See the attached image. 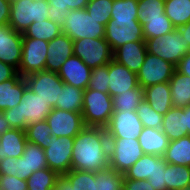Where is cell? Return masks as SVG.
<instances>
[{
  "instance_id": "1",
  "label": "cell",
  "mask_w": 190,
  "mask_h": 190,
  "mask_svg": "<svg viewBox=\"0 0 190 190\" xmlns=\"http://www.w3.org/2000/svg\"><path fill=\"white\" fill-rule=\"evenodd\" d=\"M109 167V138L106 128L85 126L75 137L71 169L96 173Z\"/></svg>"
},
{
  "instance_id": "2",
  "label": "cell",
  "mask_w": 190,
  "mask_h": 190,
  "mask_svg": "<svg viewBox=\"0 0 190 190\" xmlns=\"http://www.w3.org/2000/svg\"><path fill=\"white\" fill-rule=\"evenodd\" d=\"M52 109L30 88L26 87L20 103L11 109L4 110L2 113L11 128L25 131L26 127L31 124L45 121Z\"/></svg>"
},
{
  "instance_id": "3",
  "label": "cell",
  "mask_w": 190,
  "mask_h": 190,
  "mask_svg": "<svg viewBox=\"0 0 190 190\" xmlns=\"http://www.w3.org/2000/svg\"><path fill=\"white\" fill-rule=\"evenodd\" d=\"M114 112L112 97L97 90L85 89L82 116L85 126L106 127Z\"/></svg>"
},
{
  "instance_id": "4",
  "label": "cell",
  "mask_w": 190,
  "mask_h": 190,
  "mask_svg": "<svg viewBox=\"0 0 190 190\" xmlns=\"http://www.w3.org/2000/svg\"><path fill=\"white\" fill-rule=\"evenodd\" d=\"M149 54L158 56L177 66L180 60L189 52V46L178 28L158 38L146 39Z\"/></svg>"
},
{
  "instance_id": "5",
  "label": "cell",
  "mask_w": 190,
  "mask_h": 190,
  "mask_svg": "<svg viewBox=\"0 0 190 190\" xmlns=\"http://www.w3.org/2000/svg\"><path fill=\"white\" fill-rule=\"evenodd\" d=\"M48 1L11 0L9 25L23 34L33 23L48 19Z\"/></svg>"
},
{
  "instance_id": "6",
  "label": "cell",
  "mask_w": 190,
  "mask_h": 190,
  "mask_svg": "<svg viewBox=\"0 0 190 190\" xmlns=\"http://www.w3.org/2000/svg\"><path fill=\"white\" fill-rule=\"evenodd\" d=\"M66 23L62 27V33L73 41L82 38H104L105 26L90 16L87 10H70L66 16Z\"/></svg>"
},
{
  "instance_id": "7",
  "label": "cell",
  "mask_w": 190,
  "mask_h": 190,
  "mask_svg": "<svg viewBox=\"0 0 190 190\" xmlns=\"http://www.w3.org/2000/svg\"><path fill=\"white\" fill-rule=\"evenodd\" d=\"M144 155L138 139L109 138V167L124 174Z\"/></svg>"
},
{
  "instance_id": "8",
  "label": "cell",
  "mask_w": 190,
  "mask_h": 190,
  "mask_svg": "<svg viewBox=\"0 0 190 190\" xmlns=\"http://www.w3.org/2000/svg\"><path fill=\"white\" fill-rule=\"evenodd\" d=\"M73 53L91 69L105 66L113 59V51L105 38L74 40Z\"/></svg>"
},
{
  "instance_id": "9",
  "label": "cell",
  "mask_w": 190,
  "mask_h": 190,
  "mask_svg": "<svg viewBox=\"0 0 190 190\" xmlns=\"http://www.w3.org/2000/svg\"><path fill=\"white\" fill-rule=\"evenodd\" d=\"M104 38L112 51L128 42L145 41L138 19H110L105 26Z\"/></svg>"
},
{
  "instance_id": "10",
  "label": "cell",
  "mask_w": 190,
  "mask_h": 190,
  "mask_svg": "<svg viewBox=\"0 0 190 190\" xmlns=\"http://www.w3.org/2000/svg\"><path fill=\"white\" fill-rule=\"evenodd\" d=\"M27 87L52 108L59 101L64 82L55 72L40 71L24 77Z\"/></svg>"
},
{
  "instance_id": "11",
  "label": "cell",
  "mask_w": 190,
  "mask_h": 190,
  "mask_svg": "<svg viewBox=\"0 0 190 190\" xmlns=\"http://www.w3.org/2000/svg\"><path fill=\"white\" fill-rule=\"evenodd\" d=\"M48 44V41L41 39L23 38L22 57L17 71L22 77L45 71Z\"/></svg>"
},
{
  "instance_id": "12",
  "label": "cell",
  "mask_w": 190,
  "mask_h": 190,
  "mask_svg": "<svg viewBox=\"0 0 190 190\" xmlns=\"http://www.w3.org/2000/svg\"><path fill=\"white\" fill-rule=\"evenodd\" d=\"M175 70L176 66L169 61L147 52L144 63L136 74L138 84L144 89L159 83L169 82Z\"/></svg>"
},
{
  "instance_id": "13",
  "label": "cell",
  "mask_w": 190,
  "mask_h": 190,
  "mask_svg": "<svg viewBox=\"0 0 190 190\" xmlns=\"http://www.w3.org/2000/svg\"><path fill=\"white\" fill-rule=\"evenodd\" d=\"M74 137L51 136V143L44 149L48 168L64 175L71 170Z\"/></svg>"
},
{
  "instance_id": "14",
  "label": "cell",
  "mask_w": 190,
  "mask_h": 190,
  "mask_svg": "<svg viewBox=\"0 0 190 190\" xmlns=\"http://www.w3.org/2000/svg\"><path fill=\"white\" fill-rule=\"evenodd\" d=\"M105 128L108 138L138 139L144 127L136 110H129L114 111Z\"/></svg>"
},
{
  "instance_id": "15",
  "label": "cell",
  "mask_w": 190,
  "mask_h": 190,
  "mask_svg": "<svg viewBox=\"0 0 190 190\" xmlns=\"http://www.w3.org/2000/svg\"><path fill=\"white\" fill-rule=\"evenodd\" d=\"M46 121L54 137H75L85 127L81 113L58 108L52 109Z\"/></svg>"
},
{
  "instance_id": "16",
  "label": "cell",
  "mask_w": 190,
  "mask_h": 190,
  "mask_svg": "<svg viewBox=\"0 0 190 190\" xmlns=\"http://www.w3.org/2000/svg\"><path fill=\"white\" fill-rule=\"evenodd\" d=\"M23 35L9 24L0 25V61L11 65L17 71L22 57Z\"/></svg>"
},
{
  "instance_id": "17",
  "label": "cell",
  "mask_w": 190,
  "mask_h": 190,
  "mask_svg": "<svg viewBox=\"0 0 190 190\" xmlns=\"http://www.w3.org/2000/svg\"><path fill=\"white\" fill-rule=\"evenodd\" d=\"M108 72V81L110 82L108 94L111 97L131 92L132 89L139 86L136 73L113 59L108 64Z\"/></svg>"
},
{
  "instance_id": "18",
  "label": "cell",
  "mask_w": 190,
  "mask_h": 190,
  "mask_svg": "<svg viewBox=\"0 0 190 190\" xmlns=\"http://www.w3.org/2000/svg\"><path fill=\"white\" fill-rule=\"evenodd\" d=\"M91 72V68L73 55L64 62L57 74L65 84L85 90L88 88Z\"/></svg>"
},
{
  "instance_id": "19",
  "label": "cell",
  "mask_w": 190,
  "mask_h": 190,
  "mask_svg": "<svg viewBox=\"0 0 190 190\" xmlns=\"http://www.w3.org/2000/svg\"><path fill=\"white\" fill-rule=\"evenodd\" d=\"M48 167L45 151L40 146L27 142L21 157L16 160V174L27 180L33 172Z\"/></svg>"
},
{
  "instance_id": "20",
  "label": "cell",
  "mask_w": 190,
  "mask_h": 190,
  "mask_svg": "<svg viewBox=\"0 0 190 190\" xmlns=\"http://www.w3.org/2000/svg\"><path fill=\"white\" fill-rule=\"evenodd\" d=\"M73 55V40L61 33L49 41L45 71L58 73L64 62Z\"/></svg>"
},
{
  "instance_id": "21",
  "label": "cell",
  "mask_w": 190,
  "mask_h": 190,
  "mask_svg": "<svg viewBox=\"0 0 190 190\" xmlns=\"http://www.w3.org/2000/svg\"><path fill=\"white\" fill-rule=\"evenodd\" d=\"M147 54L146 41L128 42L113 51V60L137 74Z\"/></svg>"
},
{
  "instance_id": "22",
  "label": "cell",
  "mask_w": 190,
  "mask_h": 190,
  "mask_svg": "<svg viewBox=\"0 0 190 190\" xmlns=\"http://www.w3.org/2000/svg\"><path fill=\"white\" fill-rule=\"evenodd\" d=\"M167 162L158 155L144 154L123 175L126 179L147 180L156 172H161V167H166Z\"/></svg>"
},
{
  "instance_id": "23",
  "label": "cell",
  "mask_w": 190,
  "mask_h": 190,
  "mask_svg": "<svg viewBox=\"0 0 190 190\" xmlns=\"http://www.w3.org/2000/svg\"><path fill=\"white\" fill-rule=\"evenodd\" d=\"M26 87L27 83L19 73L12 79L0 83V111L17 106Z\"/></svg>"
},
{
  "instance_id": "24",
  "label": "cell",
  "mask_w": 190,
  "mask_h": 190,
  "mask_svg": "<svg viewBox=\"0 0 190 190\" xmlns=\"http://www.w3.org/2000/svg\"><path fill=\"white\" fill-rule=\"evenodd\" d=\"M144 100L155 112L164 116L173 107L169 82L144 88Z\"/></svg>"
},
{
  "instance_id": "25",
  "label": "cell",
  "mask_w": 190,
  "mask_h": 190,
  "mask_svg": "<svg viewBox=\"0 0 190 190\" xmlns=\"http://www.w3.org/2000/svg\"><path fill=\"white\" fill-rule=\"evenodd\" d=\"M26 133L21 129H10L0 135V161L6 157L22 156L27 143Z\"/></svg>"
},
{
  "instance_id": "26",
  "label": "cell",
  "mask_w": 190,
  "mask_h": 190,
  "mask_svg": "<svg viewBox=\"0 0 190 190\" xmlns=\"http://www.w3.org/2000/svg\"><path fill=\"white\" fill-rule=\"evenodd\" d=\"M139 144L144 154L163 157L170 140L161 129L144 127L139 138Z\"/></svg>"
},
{
  "instance_id": "27",
  "label": "cell",
  "mask_w": 190,
  "mask_h": 190,
  "mask_svg": "<svg viewBox=\"0 0 190 190\" xmlns=\"http://www.w3.org/2000/svg\"><path fill=\"white\" fill-rule=\"evenodd\" d=\"M171 100L174 107L184 108L190 105V77L177 69L169 81Z\"/></svg>"
},
{
  "instance_id": "28",
  "label": "cell",
  "mask_w": 190,
  "mask_h": 190,
  "mask_svg": "<svg viewBox=\"0 0 190 190\" xmlns=\"http://www.w3.org/2000/svg\"><path fill=\"white\" fill-rule=\"evenodd\" d=\"M48 19L63 27L70 10L86 8L89 0H49Z\"/></svg>"
},
{
  "instance_id": "29",
  "label": "cell",
  "mask_w": 190,
  "mask_h": 190,
  "mask_svg": "<svg viewBox=\"0 0 190 190\" xmlns=\"http://www.w3.org/2000/svg\"><path fill=\"white\" fill-rule=\"evenodd\" d=\"M163 158L170 164L190 166V135L170 141Z\"/></svg>"
},
{
  "instance_id": "30",
  "label": "cell",
  "mask_w": 190,
  "mask_h": 190,
  "mask_svg": "<svg viewBox=\"0 0 190 190\" xmlns=\"http://www.w3.org/2000/svg\"><path fill=\"white\" fill-rule=\"evenodd\" d=\"M161 130L170 141L184 137V110L173 106L163 116Z\"/></svg>"
},
{
  "instance_id": "31",
  "label": "cell",
  "mask_w": 190,
  "mask_h": 190,
  "mask_svg": "<svg viewBox=\"0 0 190 190\" xmlns=\"http://www.w3.org/2000/svg\"><path fill=\"white\" fill-rule=\"evenodd\" d=\"M83 100L84 90L64 83L54 108L82 113Z\"/></svg>"
},
{
  "instance_id": "32",
  "label": "cell",
  "mask_w": 190,
  "mask_h": 190,
  "mask_svg": "<svg viewBox=\"0 0 190 190\" xmlns=\"http://www.w3.org/2000/svg\"><path fill=\"white\" fill-rule=\"evenodd\" d=\"M164 172L166 190H177L190 187V166L167 163Z\"/></svg>"
},
{
  "instance_id": "33",
  "label": "cell",
  "mask_w": 190,
  "mask_h": 190,
  "mask_svg": "<svg viewBox=\"0 0 190 190\" xmlns=\"http://www.w3.org/2000/svg\"><path fill=\"white\" fill-rule=\"evenodd\" d=\"M62 33V27L50 19L33 22L22 34L23 38L41 39L51 41Z\"/></svg>"
},
{
  "instance_id": "34",
  "label": "cell",
  "mask_w": 190,
  "mask_h": 190,
  "mask_svg": "<svg viewBox=\"0 0 190 190\" xmlns=\"http://www.w3.org/2000/svg\"><path fill=\"white\" fill-rule=\"evenodd\" d=\"M165 15L178 28L190 21V0H165Z\"/></svg>"
},
{
  "instance_id": "35",
  "label": "cell",
  "mask_w": 190,
  "mask_h": 190,
  "mask_svg": "<svg viewBox=\"0 0 190 190\" xmlns=\"http://www.w3.org/2000/svg\"><path fill=\"white\" fill-rule=\"evenodd\" d=\"M141 24L145 40L161 37L175 29L165 13L160 16L146 17Z\"/></svg>"
},
{
  "instance_id": "36",
  "label": "cell",
  "mask_w": 190,
  "mask_h": 190,
  "mask_svg": "<svg viewBox=\"0 0 190 190\" xmlns=\"http://www.w3.org/2000/svg\"><path fill=\"white\" fill-rule=\"evenodd\" d=\"M59 176L48 167L37 170L27 179L28 190H54Z\"/></svg>"
},
{
  "instance_id": "37",
  "label": "cell",
  "mask_w": 190,
  "mask_h": 190,
  "mask_svg": "<svg viewBox=\"0 0 190 190\" xmlns=\"http://www.w3.org/2000/svg\"><path fill=\"white\" fill-rule=\"evenodd\" d=\"M144 100V89L138 86L121 95L112 97L114 111L136 110L139 104Z\"/></svg>"
},
{
  "instance_id": "38",
  "label": "cell",
  "mask_w": 190,
  "mask_h": 190,
  "mask_svg": "<svg viewBox=\"0 0 190 190\" xmlns=\"http://www.w3.org/2000/svg\"><path fill=\"white\" fill-rule=\"evenodd\" d=\"M27 141L45 149L51 143V129L48 122L42 121L31 124L25 129Z\"/></svg>"
},
{
  "instance_id": "39",
  "label": "cell",
  "mask_w": 190,
  "mask_h": 190,
  "mask_svg": "<svg viewBox=\"0 0 190 190\" xmlns=\"http://www.w3.org/2000/svg\"><path fill=\"white\" fill-rule=\"evenodd\" d=\"M64 176L70 181L74 190H97V176L94 172L71 169Z\"/></svg>"
},
{
  "instance_id": "40",
  "label": "cell",
  "mask_w": 190,
  "mask_h": 190,
  "mask_svg": "<svg viewBox=\"0 0 190 190\" xmlns=\"http://www.w3.org/2000/svg\"><path fill=\"white\" fill-rule=\"evenodd\" d=\"M97 190H123L124 175L111 167L96 172Z\"/></svg>"
},
{
  "instance_id": "41",
  "label": "cell",
  "mask_w": 190,
  "mask_h": 190,
  "mask_svg": "<svg viewBox=\"0 0 190 190\" xmlns=\"http://www.w3.org/2000/svg\"><path fill=\"white\" fill-rule=\"evenodd\" d=\"M113 0H89L86 10L90 16L106 26L111 19Z\"/></svg>"
},
{
  "instance_id": "42",
  "label": "cell",
  "mask_w": 190,
  "mask_h": 190,
  "mask_svg": "<svg viewBox=\"0 0 190 190\" xmlns=\"http://www.w3.org/2000/svg\"><path fill=\"white\" fill-rule=\"evenodd\" d=\"M138 0H113L111 19H138Z\"/></svg>"
},
{
  "instance_id": "43",
  "label": "cell",
  "mask_w": 190,
  "mask_h": 190,
  "mask_svg": "<svg viewBox=\"0 0 190 190\" xmlns=\"http://www.w3.org/2000/svg\"><path fill=\"white\" fill-rule=\"evenodd\" d=\"M136 112L143 127L161 129L163 115L155 112L145 100L139 104Z\"/></svg>"
},
{
  "instance_id": "44",
  "label": "cell",
  "mask_w": 190,
  "mask_h": 190,
  "mask_svg": "<svg viewBox=\"0 0 190 190\" xmlns=\"http://www.w3.org/2000/svg\"><path fill=\"white\" fill-rule=\"evenodd\" d=\"M165 0H138V20L141 23L146 17L164 14Z\"/></svg>"
},
{
  "instance_id": "45",
  "label": "cell",
  "mask_w": 190,
  "mask_h": 190,
  "mask_svg": "<svg viewBox=\"0 0 190 190\" xmlns=\"http://www.w3.org/2000/svg\"><path fill=\"white\" fill-rule=\"evenodd\" d=\"M108 77V64L105 66L93 68L88 88L108 94V87L110 83L108 81Z\"/></svg>"
},
{
  "instance_id": "46",
  "label": "cell",
  "mask_w": 190,
  "mask_h": 190,
  "mask_svg": "<svg viewBox=\"0 0 190 190\" xmlns=\"http://www.w3.org/2000/svg\"><path fill=\"white\" fill-rule=\"evenodd\" d=\"M0 190H28L27 180L18 176L0 175Z\"/></svg>"
},
{
  "instance_id": "47",
  "label": "cell",
  "mask_w": 190,
  "mask_h": 190,
  "mask_svg": "<svg viewBox=\"0 0 190 190\" xmlns=\"http://www.w3.org/2000/svg\"><path fill=\"white\" fill-rule=\"evenodd\" d=\"M123 190H155L148 180L123 178Z\"/></svg>"
},
{
  "instance_id": "48",
  "label": "cell",
  "mask_w": 190,
  "mask_h": 190,
  "mask_svg": "<svg viewBox=\"0 0 190 190\" xmlns=\"http://www.w3.org/2000/svg\"><path fill=\"white\" fill-rule=\"evenodd\" d=\"M15 157H6L4 160L0 161V175H12L16 174V160Z\"/></svg>"
},
{
  "instance_id": "49",
  "label": "cell",
  "mask_w": 190,
  "mask_h": 190,
  "mask_svg": "<svg viewBox=\"0 0 190 190\" xmlns=\"http://www.w3.org/2000/svg\"><path fill=\"white\" fill-rule=\"evenodd\" d=\"M164 170L165 167H161V172H156L147 179L155 190H166Z\"/></svg>"
},
{
  "instance_id": "50",
  "label": "cell",
  "mask_w": 190,
  "mask_h": 190,
  "mask_svg": "<svg viewBox=\"0 0 190 190\" xmlns=\"http://www.w3.org/2000/svg\"><path fill=\"white\" fill-rule=\"evenodd\" d=\"M11 0H0V25H7L10 19Z\"/></svg>"
},
{
  "instance_id": "51",
  "label": "cell",
  "mask_w": 190,
  "mask_h": 190,
  "mask_svg": "<svg viewBox=\"0 0 190 190\" xmlns=\"http://www.w3.org/2000/svg\"><path fill=\"white\" fill-rule=\"evenodd\" d=\"M17 73L14 67L0 61V83L12 79Z\"/></svg>"
},
{
  "instance_id": "52",
  "label": "cell",
  "mask_w": 190,
  "mask_h": 190,
  "mask_svg": "<svg viewBox=\"0 0 190 190\" xmlns=\"http://www.w3.org/2000/svg\"><path fill=\"white\" fill-rule=\"evenodd\" d=\"M176 69L184 74L190 77V53L188 52L179 62V64L176 66Z\"/></svg>"
},
{
  "instance_id": "53",
  "label": "cell",
  "mask_w": 190,
  "mask_h": 190,
  "mask_svg": "<svg viewBox=\"0 0 190 190\" xmlns=\"http://www.w3.org/2000/svg\"><path fill=\"white\" fill-rule=\"evenodd\" d=\"M54 190H74V189L70 181L64 175H60L57 179Z\"/></svg>"
},
{
  "instance_id": "54",
  "label": "cell",
  "mask_w": 190,
  "mask_h": 190,
  "mask_svg": "<svg viewBox=\"0 0 190 190\" xmlns=\"http://www.w3.org/2000/svg\"><path fill=\"white\" fill-rule=\"evenodd\" d=\"M184 110V135H190V105L182 108Z\"/></svg>"
},
{
  "instance_id": "55",
  "label": "cell",
  "mask_w": 190,
  "mask_h": 190,
  "mask_svg": "<svg viewBox=\"0 0 190 190\" xmlns=\"http://www.w3.org/2000/svg\"><path fill=\"white\" fill-rule=\"evenodd\" d=\"M178 29L181 35L186 39V42L190 48V21L187 24L178 27Z\"/></svg>"
},
{
  "instance_id": "56",
  "label": "cell",
  "mask_w": 190,
  "mask_h": 190,
  "mask_svg": "<svg viewBox=\"0 0 190 190\" xmlns=\"http://www.w3.org/2000/svg\"><path fill=\"white\" fill-rule=\"evenodd\" d=\"M10 129L12 128L10 127L9 122L7 121L3 113L0 111V135Z\"/></svg>"
},
{
  "instance_id": "57",
  "label": "cell",
  "mask_w": 190,
  "mask_h": 190,
  "mask_svg": "<svg viewBox=\"0 0 190 190\" xmlns=\"http://www.w3.org/2000/svg\"><path fill=\"white\" fill-rule=\"evenodd\" d=\"M177 190H190V187L189 188H184V189H177Z\"/></svg>"
}]
</instances>
